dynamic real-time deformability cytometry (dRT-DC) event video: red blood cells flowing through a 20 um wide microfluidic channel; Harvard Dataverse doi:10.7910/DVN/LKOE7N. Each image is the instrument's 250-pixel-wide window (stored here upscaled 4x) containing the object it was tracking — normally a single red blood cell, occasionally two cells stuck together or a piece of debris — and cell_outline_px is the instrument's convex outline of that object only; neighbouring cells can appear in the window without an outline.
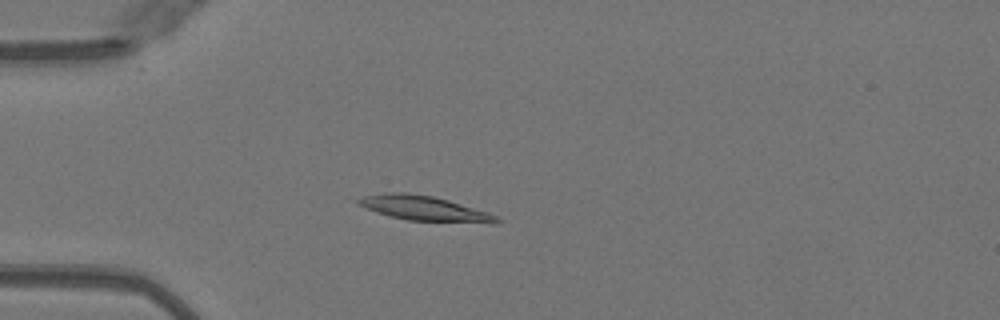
{"species": "Egyptian fruit bat (a non-hibernating species)", "species_latin": "Rousettus aegyptiacus", "temperature_condition": "warm", "stored_images_in_passage": 50, "camera_frame_rate_fps": 3000, "um_per_image_px": 0.085, "animal": {"sex": "female"}, "frame": {"image": 1, "passage_image": 14, "time_ms": 4.333, "image_size_px": [1000, 320], "cell_outline_px": [[500, 220], [496, 224], [488, 224], [408, 220], [388, 216], [364, 208], [356, 204], [356, 200], [364, 196], [384, 192], [408, 192], [432, 196], [448, 200], [488, 212], [496, 216]], "centroid_in_image_um": [36.06, 17.72], "position_along_channel_um": 48.9, "area_um2": 20.35}}
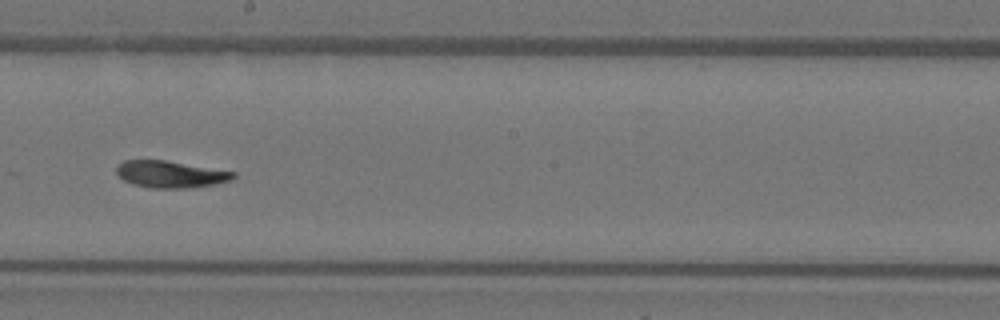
{"frame": {"image": 2, "passage_image": 29, "time_ms": 9.333, "image_size_px": [1000, 320], "cell_outline_px": [[236, 176], [232, 180], [216, 184], [188, 188], [148, 188], [132, 184], [124, 180], [116, 172], [116, 164], [124, 160], [164, 160], [236, 172]], "centroid_in_image_um": [14.48, 14.81], "position_along_channel_um": 233.7, "area_um2": 18.38}}
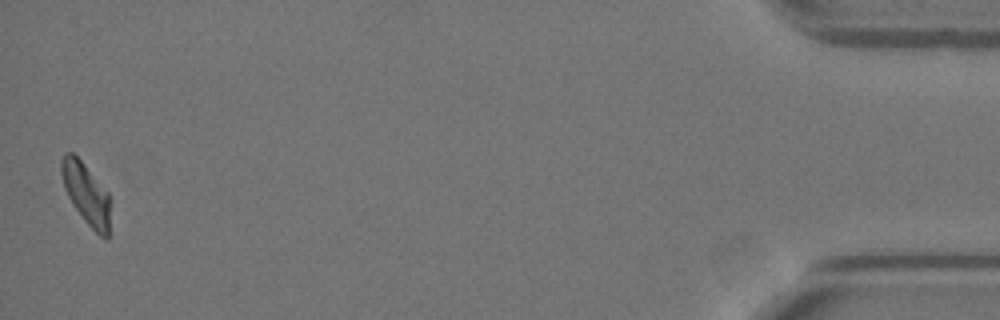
{"frame": {"image": 3, "passage_image": 50, "time_ms": 16.333, "image_size_px": [1000, 320], "cell_outline_px": [[108, 240], [104, 240], [84, 220], [72, 204], [64, 188], [60, 172], [60, 160], [64, 152], [72, 152], [80, 160], [108, 192]], "centroid_in_image_um": [7.27, 16.44], "position_along_channel_um": 427.9, "area_um2": 17.17}, "authors_computed_cell_mechanics": {"area_um2": 18.9584, "velocity_mm_per_s": 4.0281, "shape_relaxation_time_tau1_ms": 4.8378, "shape_relaxation_time_tau2_ms": 3.3386, "deformation_change_tau1": 0.1946, "deformation_change_tau2": 0.089}}